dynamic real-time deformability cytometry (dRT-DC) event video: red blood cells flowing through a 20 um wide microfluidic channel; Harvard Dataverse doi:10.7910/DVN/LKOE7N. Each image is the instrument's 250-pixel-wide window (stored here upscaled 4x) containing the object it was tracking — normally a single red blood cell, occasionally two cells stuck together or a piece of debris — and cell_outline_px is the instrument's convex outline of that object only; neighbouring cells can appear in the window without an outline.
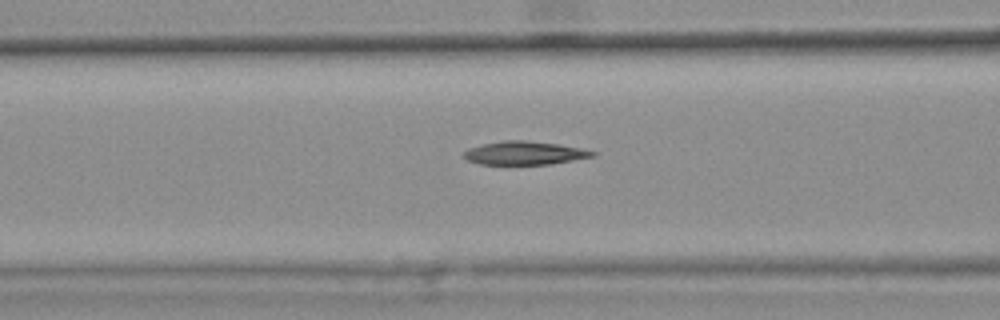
{"species": "common noctule bat (a hibernating species)", "species_latin": "Nyctalus noctula", "temperature_condition": "warm", "stored_images_in_passage": 48, "camera_frame_rate_fps": 3000, "um_per_image_px": 0.085, "animal": {"sex": "female", "body_mass_g": 25.1}, "frame": {"image": 1, "passage_image": 21, "time_ms": 6.667, "image_size_px": [1000, 320], "cell_outline_px": [[596, 156], [552, 164], [480, 164], [468, 160], [464, 156], [464, 152], [468, 148], [500, 140], [524, 140], [556, 144], [580, 148], [596, 152]], "centroid_in_image_um": [44.59, 13.01], "position_along_channel_um": 122.0, "area_um2": 17.4}, "authors_computed_cell_mechanics": {"area_um2": 18.207, "velocity_mm_per_s": 3.7699, "shape_relaxation_time_tau1_ms": null, "shape_relaxation_time_tau2_ms": 11.2994, "deformation_change_tau1": null, "deformation_change_tau2": 0.2335}}